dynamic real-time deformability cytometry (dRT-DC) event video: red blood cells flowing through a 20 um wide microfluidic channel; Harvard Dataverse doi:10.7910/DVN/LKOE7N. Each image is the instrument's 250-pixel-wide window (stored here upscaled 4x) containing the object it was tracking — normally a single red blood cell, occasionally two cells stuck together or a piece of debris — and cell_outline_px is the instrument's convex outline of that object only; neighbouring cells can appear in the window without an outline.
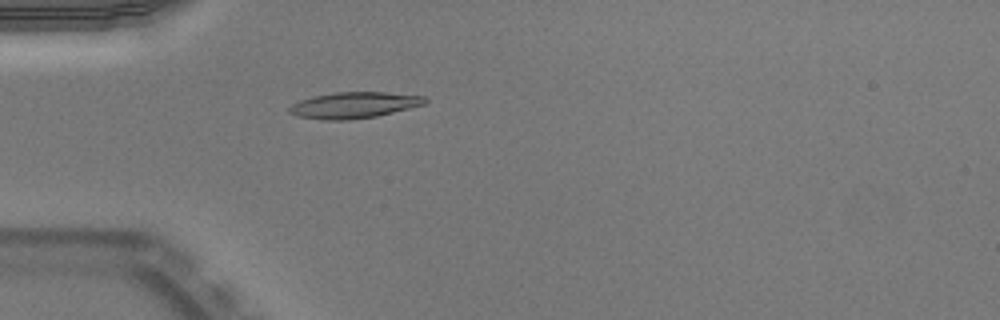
{"species": "Egyptian fruit bat (a non-hibernating species)", "species_latin": "Rousettus aegyptiacus", "temperature_condition": "warm", "stored_images_in_passage": 43, "camera_frame_rate_fps": 3000, "um_per_image_px": 0.085, "animal": {"sex": "male"}, "frame": {"image": 1, "passage_image": 7, "time_ms": 2.0, "image_size_px": [1000, 320], "cell_outline_px": [[428, 100], [424, 104], [376, 116], [348, 120], [324, 120], [300, 116], [288, 112], [288, 108], [292, 104], [300, 100], [312, 96], [332, 92], [384, 92], [424, 96]], "centroid_in_image_um": [30.06, 8.93], "position_along_channel_um": 54.9, "area_um2": 20.52}}
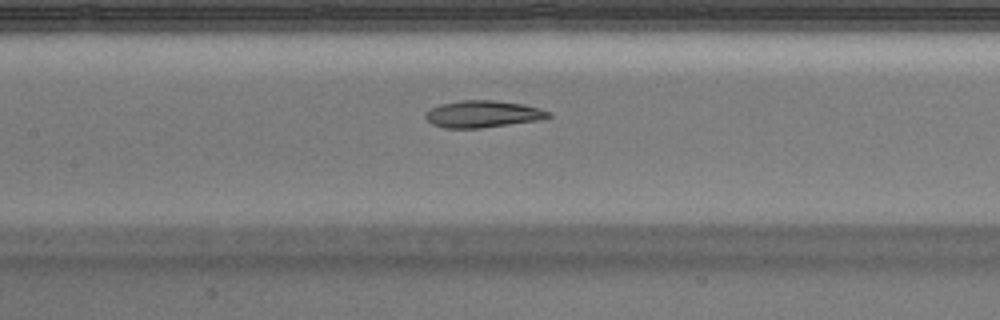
{"frame": {"image": 2, "passage_image": 16, "time_ms": 5.0, "image_size_px": [1000, 320], "cell_outline_px": [[552, 116], [540, 120], [480, 128], [444, 128], [432, 124], [424, 116], [424, 112], [440, 104], [460, 100], [496, 100], [524, 104], [540, 108], [552, 112]], "centroid_in_image_um": [41.06, 9.69], "position_along_channel_um": 166.3, "area_um2": 19.48}}
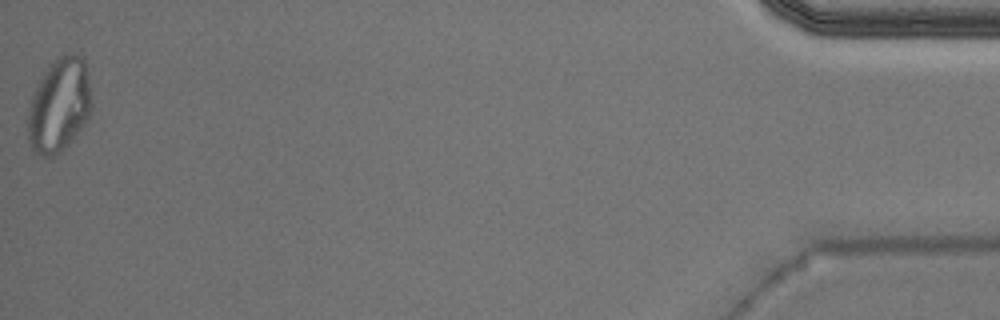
{"frame": {"image": 3, "passage_image": 43, "time_ms": 14.0, "image_size_px": [1000, 320], "cell_outline_px": [[92, 112], [84, 124], [68, 144], [60, 152], [52, 156], [44, 156], [36, 152], [32, 148], [28, 140], [28, 108], [32, 96], [40, 80], [56, 56], [68, 52], [76, 52], [84, 60], [88, 76], [92, 100]], "centroid_in_image_um": [5.05, 8.91], "position_along_channel_um": 430.1, "area_um2": 34.85}, "authors_computed_cell_mechanics": {"area_um2": 19.9988, "velocity_mm_per_s": 3.9533, "shape_relaxation_time_tau1_ms": null, "shape_relaxation_time_tau2_ms": 3.8532, "deformation_change_tau1": null, "deformation_change_tau2": 0.0671}}